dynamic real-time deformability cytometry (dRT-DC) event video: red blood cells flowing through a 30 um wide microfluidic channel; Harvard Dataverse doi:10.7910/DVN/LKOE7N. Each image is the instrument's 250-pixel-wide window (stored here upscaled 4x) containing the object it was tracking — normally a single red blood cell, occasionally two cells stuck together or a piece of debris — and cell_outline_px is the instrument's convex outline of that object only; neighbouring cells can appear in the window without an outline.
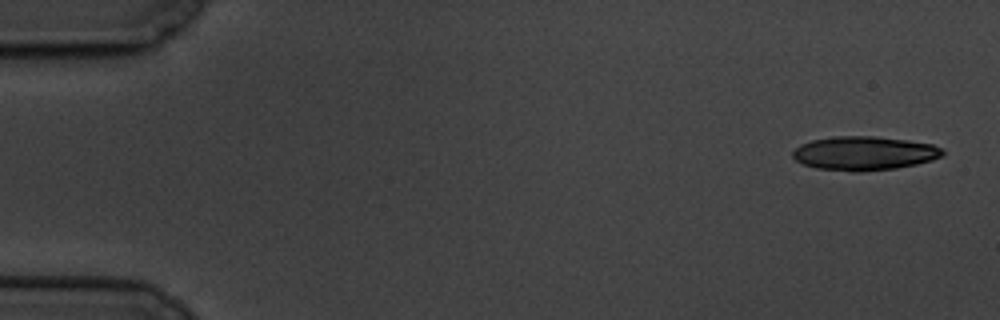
{"species": "common noctule bat (a hibernating species)", "species_latin": "Nyctalus noctula", "temperature_condition": "cold", "stored_images_in_passage": 5, "camera_frame_rate_fps": 3000, "um_per_image_px": 0.085, "animal": {"sex": "male", "body_mass_g": 19.5, "forearm_length_mm": 54.6}, "frame": {"image": 1, "passage_image": 1, "time_ms": 0.0, "image_size_px": [1000, 320], "cell_outline_px": [[944, 152], [940, 156], [932, 160], [916, 164], [896, 168], [860, 172], [856, 172], [816, 168], [804, 164], [796, 160], [792, 156], [792, 152], [800, 144], [812, 140], [832, 136], [876, 136], [908, 140], [932, 144], [940, 148]], "centroid_in_image_um": [73.43, 13.02], "position_along_channel_um": 11.6, "area_um2": 29.59}}
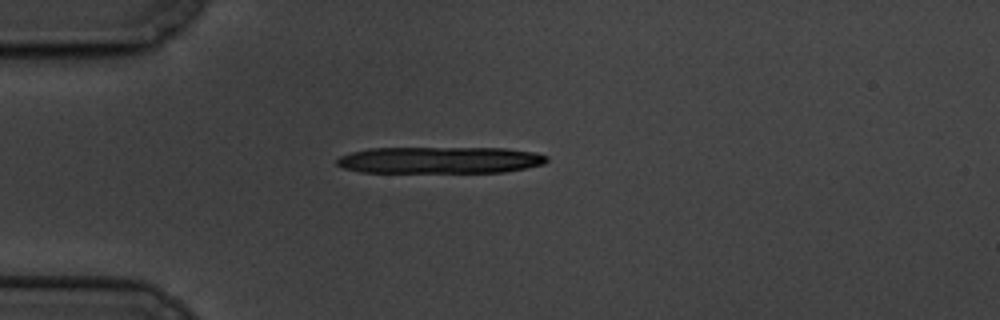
{"frame": {"image": 2, "passage_image": 5, "time_ms": 4.333, "image_size_px": [1000, 320], "cell_outline_px": [[548, 160], [544, 164], [504, 172], [360, 172], [344, 168], [336, 164], [336, 160], [340, 156], [352, 152], [368, 148], [504, 148], [536, 152], [548, 156]], "centroid_in_image_um": [37.4, 13.6], "position_along_channel_um": 47.6, "area_um2": 32.71}}